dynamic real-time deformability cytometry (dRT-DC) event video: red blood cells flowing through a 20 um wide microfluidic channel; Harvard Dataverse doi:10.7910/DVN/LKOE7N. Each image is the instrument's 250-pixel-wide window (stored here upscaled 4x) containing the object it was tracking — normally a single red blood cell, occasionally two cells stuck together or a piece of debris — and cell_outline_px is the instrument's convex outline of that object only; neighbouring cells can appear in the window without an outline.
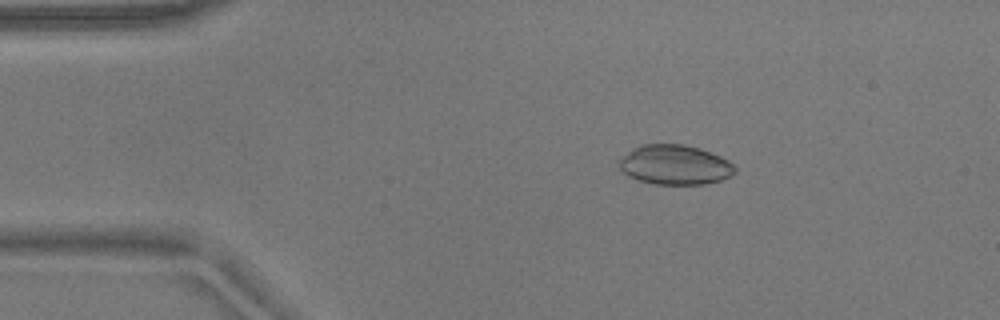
{"species": "common noctule bat (a hibernating species)", "species_latin": "Nyctalus noctula", "temperature_condition": "warm", "stored_images_in_passage": 54, "camera_frame_rate_fps": 3000, "um_per_image_px": 0.085, "animal": {"sex": "male", "body_mass_g": 17.9}, "frame": {"image": 1, "passage_image": 9, "time_ms": 2.667, "image_size_px": [1000, 320], "cell_outline_px": [[736, 172], [732, 176], [720, 180], [704, 184], [652, 184], [628, 176], [620, 168], [616, 160], [632, 148], [640, 144], [684, 144], [700, 148], [720, 156], [728, 160], [736, 168]], "centroid_in_image_um": [57.34, 14.0], "position_along_channel_um": 27.7, "area_um2": 27.05}}
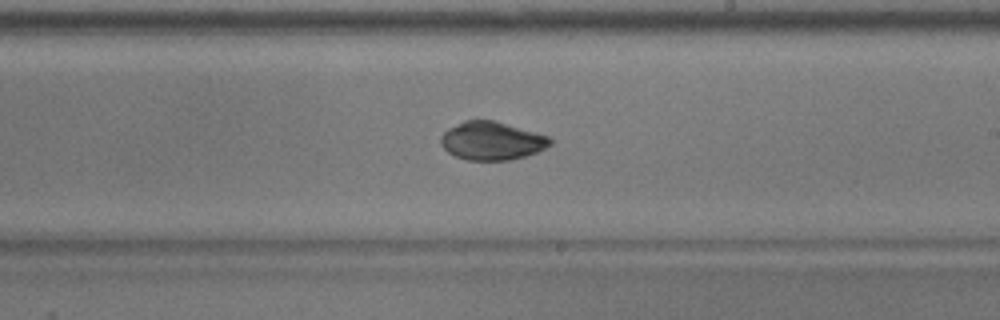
{"frame": {"image": 2, "passage_image": 31, "time_ms": 10.0, "image_size_px": [1000, 320], "cell_outline_px": [[552, 144], [536, 152], [524, 156], [508, 160], [468, 160], [456, 156], [448, 152], [440, 144], [440, 136], [448, 128], [464, 120], [492, 120], [548, 136], [552, 140]], "centroid_in_image_um": [41.76, 11.97], "position_along_channel_um": 247.2, "area_um2": 24.1}}
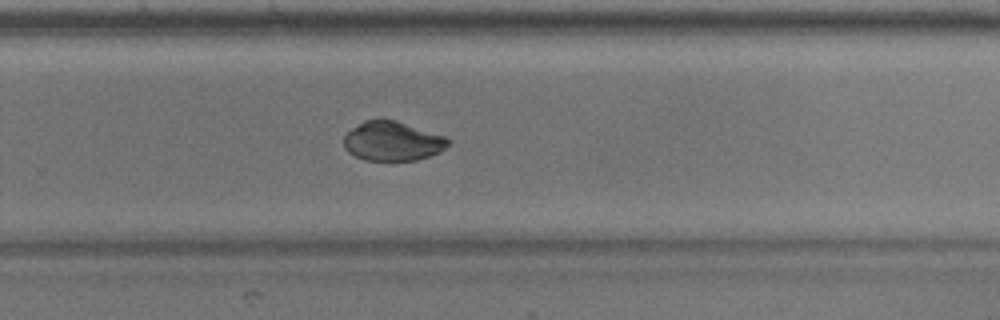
{"frame": {"image": 3, "passage_image": 35, "time_ms": 11.333, "image_size_px": [1000, 320], "cell_outline_px": [[452, 144], [440, 152], [416, 160], [364, 160], [348, 152], [344, 148], [344, 136], [352, 128], [364, 120], [376, 116], [384, 116], [444, 136], [452, 140]], "centroid_in_image_um": [33.36, 11.96], "position_along_channel_um": 296.4, "area_um2": 24.45}, "authors_computed_cell_mechanics": {"area_um2": 26.1545, "velocity_mm_per_s": 3.7163, "shape_relaxation_time_tau1_ms": null, "shape_relaxation_time_tau2_ms": 1.154, "deformation_change_tau1": null, "deformation_change_tau2": 0.0355}}